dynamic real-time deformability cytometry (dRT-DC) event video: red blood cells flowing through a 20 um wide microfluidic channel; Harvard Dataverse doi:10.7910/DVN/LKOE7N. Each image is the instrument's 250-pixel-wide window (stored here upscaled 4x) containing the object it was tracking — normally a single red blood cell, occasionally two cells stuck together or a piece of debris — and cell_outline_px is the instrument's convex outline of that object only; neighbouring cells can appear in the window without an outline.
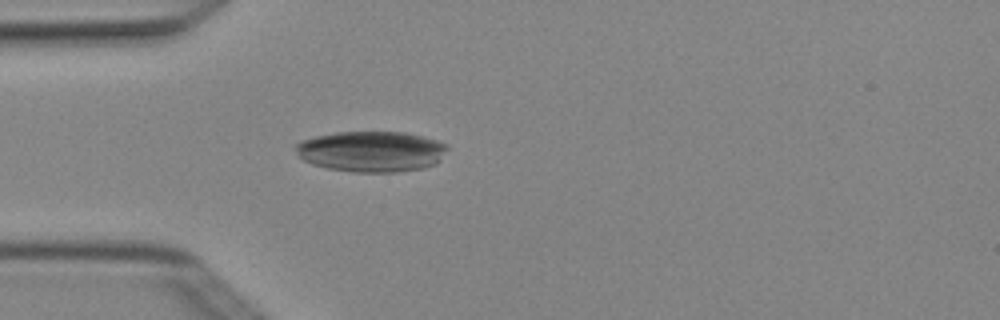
{"species": "Egyptian fruit bat (a non-hibernating species)", "species_latin": "Rousettus aegyptiacus", "temperature_condition": "cold", "stored_images_in_passage": 3, "camera_frame_rate_fps": 3000, "um_per_image_px": 0.085, "animal": {"sex": "female"}, "frame": {"image": 1, "passage_image": 3, "time_ms": 0.667, "image_size_px": [1000, 320], "cell_outline_px": [[448, 148], [440, 160], [436, 164], [424, 168], [396, 172], [352, 172], [328, 168], [312, 164], [304, 160], [296, 152], [296, 144], [300, 140], [316, 136], [336, 132], [404, 132], [436, 140], [448, 144]], "centroid_in_image_um": [31.58, 12.87], "position_along_channel_um": 53.4, "area_um2": 36.07}}